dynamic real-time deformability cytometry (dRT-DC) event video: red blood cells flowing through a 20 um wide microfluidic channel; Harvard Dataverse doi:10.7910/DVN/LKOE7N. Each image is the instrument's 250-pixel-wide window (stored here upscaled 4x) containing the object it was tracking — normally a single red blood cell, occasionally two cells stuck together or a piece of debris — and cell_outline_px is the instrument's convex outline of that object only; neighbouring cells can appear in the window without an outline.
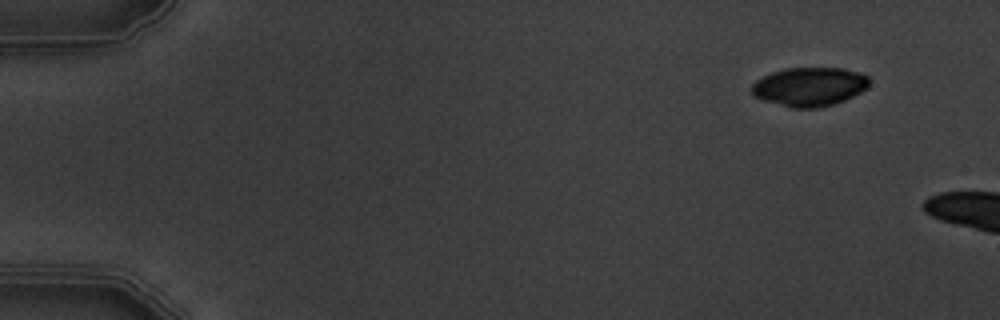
{"species": "common noctule bat (a hibernating species)", "species_latin": "Nyctalus noctula", "temperature_condition": "warm", "stored_images_in_passage": 4, "camera_frame_rate_fps": 3000, "um_per_image_px": 0.085, "animal": {"sex": "male", "body_mass_g": 19.5, "forearm_length_mm": 54.6}, "frame": {"image": 1, "passage_image": 1, "time_ms": 0.0, "image_size_px": [1000, 320], "cell_outline_px": [[868, 88], [844, 100], [832, 104], [816, 108], [792, 108], [760, 100], [752, 96], [752, 84], [756, 80], [772, 72], [784, 68], [844, 68], [860, 72], [868, 76]], "centroid_in_image_um": [68.77, 7.37], "position_along_channel_um": 16.2, "area_um2": 26.76}}